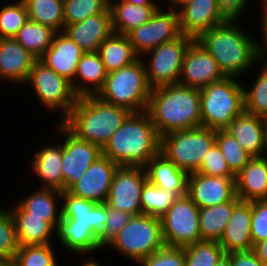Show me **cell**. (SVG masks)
I'll return each mask as SVG.
<instances>
[{
  "label": "cell",
  "instance_id": "cell-1",
  "mask_svg": "<svg viewBox=\"0 0 267 266\" xmlns=\"http://www.w3.org/2000/svg\"><path fill=\"white\" fill-rule=\"evenodd\" d=\"M146 111L160 137L202 127L199 89L179 83L152 89Z\"/></svg>",
  "mask_w": 267,
  "mask_h": 266
},
{
  "label": "cell",
  "instance_id": "cell-2",
  "mask_svg": "<svg viewBox=\"0 0 267 266\" xmlns=\"http://www.w3.org/2000/svg\"><path fill=\"white\" fill-rule=\"evenodd\" d=\"M237 20L227 19L197 39L225 77L242 76L258 62L257 41L241 29Z\"/></svg>",
  "mask_w": 267,
  "mask_h": 266
},
{
  "label": "cell",
  "instance_id": "cell-3",
  "mask_svg": "<svg viewBox=\"0 0 267 266\" xmlns=\"http://www.w3.org/2000/svg\"><path fill=\"white\" fill-rule=\"evenodd\" d=\"M160 152V136L147 111L132 112L102 148L119 166L144 167Z\"/></svg>",
  "mask_w": 267,
  "mask_h": 266
},
{
  "label": "cell",
  "instance_id": "cell-4",
  "mask_svg": "<svg viewBox=\"0 0 267 266\" xmlns=\"http://www.w3.org/2000/svg\"><path fill=\"white\" fill-rule=\"evenodd\" d=\"M132 112L102 101L96 95L78 97L61 122L71 133L101 149Z\"/></svg>",
  "mask_w": 267,
  "mask_h": 266
},
{
  "label": "cell",
  "instance_id": "cell-5",
  "mask_svg": "<svg viewBox=\"0 0 267 266\" xmlns=\"http://www.w3.org/2000/svg\"><path fill=\"white\" fill-rule=\"evenodd\" d=\"M151 91L140 57L128 66L107 73L105 83L96 96L131 112H142L147 109Z\"/></svg>",
  "mask_w": 267,
  "mask_h": 266
},
{
  "label": "cell",
  "instance_id": "cell-6",
  "mask_svg": "<svg viewBox=\"0 0 267 266\" xmlns=\"http://www.w3.org/2000/svg\"><path fill=\"white\" fill-rule=\"evenodd\" d=\"M236 79L224 77L199 90L202 127L223 130L244 112V85Z\"/></svg>",
  "mask_w": 267,
  "mask_h": 266
},
{
  "label": "cell",
  "instance_id": "cell-7",
  "mask_svg": "<svg viewBox=\"0 0 267 266\" xmlns=\"http://www.w3.org/2000/svg\"><path fill=\"white\" fill-rule=\"evenodd\" d=\"M216 143V130L198 127L167 133L160 137V153L178 168L196 172L208 150Z\"/></svg>",
  "mask_w": 267,
  "mask_h": 266
},
{
  "label": "cell",
  "instance_id": "cell-8",
  "mask_svg": "<svg viewBox=\"0 0 267 266\" xmlns=\"http://www.w3.org/2000/svg\"><path fill=\"white\" fill-rule=\"evenodd\" d=\"M164 246L161 219L146 214L132 216L107 245L137 264Z\"/></svg>",
  "mask_w": 267,
  "mask_h": 266
},
{
  "label": "cell",
  "instance_id": "cell-9",
  "mask_svg": "<svg viewBox=\"0 0 267 266\" xmlns=\"http://www.w3.org/2000/svg\"><path fill=\"white\" fill-rule=\"evenodd\" d=\"M32 86L41 105L48 111H62V122L76 104L78 96L75 94L71 82L47 67L39 59L29 73L26 83Z\"/></svg>",
  "mask_w": 267,
  "mask_h": 266
},
{
  "label": "cell",
  "instance_id": "cell-10",
  "mask_svg": "<svg viewBox=\"0 0 267 266\" xmlns=\"http://www.w3.org/2000/svg\"><path fill=\"white\" fill-rule=\"evenodd\" d=\"M193 40V38L181 34L178 38L146 52L143 57H147L149 61H145L146 59L141 57L148 83L152 89L179 83L183 57ZM148 63L149 65H147Z\"/></svg>",
  "mask_w": 267,
  "mask_h": 266
},
{
  "label": "cell",
  "instance_id": "cell-11",
  "mask_svg": "<svg viewBox=\"0 0 267 266\" xmlns=\"http://www.w3.org/2000/svg\"><path fill=\"white\" fill-rule=\"evenodd\" d=\"M160 219L165 246L183 248L201 241L199 207L187 195L175 201Z\"/></svg>",
  "mask_w": 267,
  "mask_h": 266
},
{
  "label": "cell",
  "instance_id": "cell-12",
  "mask_svg": "<svg viewBox=\"0 0 267 266\" xmlns=\"http://www.w3.org/2000/svg\"><path fill=\"white\" fill-rule=\"evenodd\" d=\"M163 9V10H162ZM159 7L150 20L126 35L135 52L142 57L146 52L181 35L178 12Z\"/></svg>",
  "mask_w": 267,
  "mask_h": 266
},
{
  "label": "cell",
  "instance_id": "cell-13",
  "mask_svg": "<svg viewBox=\"0 0 267 266\" xmlns=\"http://www.w3.org/2000/svg\"><path fill=\"white\" fill-rule=\"evenodd\" d=\"M146 180L144 167L119 166L113 176L106 204L132 216L142 214L141 192Z\"/></svg>",
  "mask_w": 267,
  "mask_h": 266
},
{
  "label": "cell",
  "instance_id": "cell-14",
  "mask_svg": "<svg viewBox=\"0 0 267 266\" xmlns=\"http://www.w3.org/2000/svg\"><path fill=\"white\" fill-rule=\"evenodd\" d=\"M62 134V176L64 191L77 182L90 165L102 155V149L71 133L61 122L56 127ZM64 135V136H63Z\"/></svg>",
  "mask_w": 267,
  "mask_h": 266
},
{
  "label": "cell",
  "instance_id": "cell-15",
  "mask_svg": "<svg viewBox=\"0 0 267 266\" xmlns=\"http://www.w3.org/2000/svg\"><path fill=\"white\" fill-rule=\"evenodd\" d=\"M224 77L212 55L193 40L183 57L179 84L200 90Z\"/></svg>",
  "mask_w": 267,
  "mask_h": 266
},
{
  "label": "cell",
  "instance_id": "cell-16",
  "mask_svg": "<svg viewBox=\"0 0 267 266\" xmlns=\"http://www.w3.org/2000/svg\"><path fill=\"white\" fill-rule=\"evenodd\" d=\"M118 167V164L102 154L67 191L85 200L106 203Z\"/></svg>",
  "mask_w": 267,
  "mask_h": 266
},
{
  "label": "cell",
  "instance_id": "cell-17",
  "mask_svg": "<svg viewBox=\"0 0 267 266\" xmlns=\"http://www.w3.org/2000/svg\"><path fill=\"white\" fill-rule=\"evenodd\" d=\"M187 196L199 208L232 201L237 196L235 177L207 176L198 172L189 173Z\"/></svg>",
  "mask_w": 267,
  "mask_h": 266
},
{
  "label": "cell",
  "instance_id": "cell-18",
  "mask_svg": "<svg viewBox=\"0 0 267 266\" xmlns=\"http://www.w3.org/2000/svg\"><path fill=\"white\" fill-rule=\"evenodd\" d=\"M61 202L62 217L72 219L77 224L89 225L100 247L104 249L107 204L85 200L68 191L62 192Z\"/></svg>",
  "mask_w": 267,
  "mask_h": 266
},
{
  "label": "cell",
  "instance_id": "cell-19",
  "mask_svg": "<svg viewBox=\"0 0 267 266\" xmlns=\"http://www.w3.org/2000/svg\"><path fill=\"white\" fill-rule=\"evenodd\" d=\"M177 12L181 34L194 40L227 20L219 10L216 0H192Z\"/></svg>",
  "mask_w": 267,
  "mask_h": 266
},
{
  "label": "cell",
  "instance_id": "cell-20",
  "mask_svg": "<svg viewBox=\"0 0 267 266\" xmlns=\"http://www.w3.org/2000/svg\"><path fill=\"white\" fill-rule=\"evenodd\" d=\"M38 58L14 38H0V79L3 83L26 84Z\"/></svg>",
  "mask_w": 267,
  "mask_h": 266
},
{
  "label": "cell",
  "instance_id": "cell-21",
  "mask_svg": "<svg viewBox=\"0 0 267 266\" xmlns=\"http://www.w3.org/2000/svg\"><path fill=\"white\" fill-rule=\"evenodd\" d=\"M63 32L84 52H96L103 41L113 33L110 9L82 22L66 25Z\"/></svg>",
  "mask_w": 267,
  "mask_h": 266
},
{
  "label": "cell",
  "instance_id": "cell-22",
  "mask_svg": "<svg viewBox=\"0 0 267 266\" xmlns=\"http://www.w3.org/2000/svg\"><path fill=\"white\" fill-rule=\"evenodd\" d=\"M12 207L17 238L20 246L51 244L57 223L61 217L30 216L18 202ZM53 232V233H52Z\"/></svg>",
  "mask_w": 267,
  "mask_h": 266
},
{
  "label": "cell",
  "instance_id": "cell-23",
  "mask_svg": "<svg viewBox=\"0 0 267 266\" xmlns=\"http://www.w3.org/2000/svg\"><path fill=\"white\" fill-rule=\"evenodd\" d=\"M83 54L84 51L64 32H57L39 60L72 83Z\"/></svg>",
  "mask_w": 267,
  "mask_h": 266
},
{
  "label": "cell",
  "instance_id": "cell-24",
  "mask_svg": "<svg viewBox=\"0 0 267 266\" xmlns=\"http://www.w3.org/2000/svg\"><path fill=\"white\" fill-rule=\"evenodd\" d=\"M252 220V202L240 201L234 208L228 220L219 244L225 254L253 249L250 234Z\"/></svg>",
  "mask_w": 267,
  "mask_h": 266
},
{
  "label": "cell",
  "instance_id": "cell-25",
  "mask_svg": "<svg viewBox=\"0 0 267 266\" xmlns=\"http://www.w3.org/2000/svg\"><path fill=\"white\" fill-rule=\"evenodd\" d=\"M266 126L267 119L244 111L223 130L234 137L252 157H261L265 150Z\"/></svg>",
  "mask_w": 267,
  "mask_h": 266
},
{
  "label": "cell",
  "instance_id": "cell-26",
  "mask_svg": "<svg viewBox=\"0 0 267 266\" xmlns=\"http://www.w3.org/2000/svg\"><path fill=\"white\" fill-rule=\"evenodd\" d=\"M31 163L33 175L42 181L39 188L54 189L63 192L64 180L62 176V143L57 145L45 144L36 151Z\"/></svg>",
  "mask_w": 267,
  "mask_h": 266
},
{
  "label": "cell",
  "instance_id": "cell-27",
  "mask_svg": "<svg viewBox=\"0 0 267 266\" xmlns=\"http://www.w3.org/2000/svg\"><path fill=\"white\" fill-rule=\"evenodd\" d=\"M235 184L241 201L267 200V159L253 157L235 176Z\"/></svg>",
  "mask_w": 267,
  "mask_h": 266
},
{
  "label": "cell",
  "instance_id": "cell-28",
  "mask_svg": "<svg viewBox=\"0 0 267 266\" xmlns=\"http://www.w3.org/2000/svg\"><path fill=\"white\" fill-rule=\"evenodd\" d=\"M106 77L107 72L98 52H84L71 85L78 97L97 95Z\"/></svg>",
  "mask_w": 267,
  "mask_h": 266
},
{
  "label": "cell",
  "instance_id": "cell-29",
  "mask_svg": "<svg viewBox=\"0 0 267 266\" xmlns=\"http://www.w3.org/2000/svg\"><path fill=\"white\" fill-rule=\"evenodd\" d=\"M144 169L147 180L161 189L187 190L189 173L160 152L149 160Z\"/></svg>",
  "mask_w": 267,
  "mask_h": 266
},
{
  "label": "cell",
  "instance_id": "cell-30",
  "mask_svg": "<svg viewBox=\"0 0 267 266\" xmlns=\"http://www.w3.org/2000/svg\"><path fill=\"white\" fill-rule=\"evenodd\" d=\"M54 234L62 247L70 252L89 255L92 251L100 250L99 241L94 237L89 225L77 224L72 219L61 217Z\"/></svg>",
  "mask_w": 267,
  "mask_h": 266
},
{
  "label": "cell",
  "instance_id": "cell-31",
  "mask_svg": "<svg viewBox=\"0 0 267 266\" xmlns=\"http://www.w3.org/2000/svg\"><path fill=\"white\" fill-rule=\"evenodd\" d=\"M159 5H135L122 0H109L112 29L126 35L132 29L147 23Z\"/></svg>",
  "mask_w": 267,
  "mask_h": 266
},
{
  "label": "cell",
  "instance_id": "cell-32",
  "mask_svg": "<svg viewBox=\"0 0 267 266\" xmlns=\"http://www.w3.org/2000/svg\"><path fill=\"white\" fill-rule=\"evenodd\" d=\"M97 52L107 73L128 66L140 58L127 35L114 32L103 41Z\"/></svg>",
  "mask_w": 267,
  "mask_h": 266
},
{
  "label": "cell",
  "instance_id": "cell-33",
  "mask_svg": "<svg viewBox=\"0 0 267 266\" xmlns=\"http://www.w3.org/2000/svg\"><path fill=\"white\" fill-rule=\"evenodd\" d=\"M241 200L236 196L232 201L212 207L199 208V229L201 241H217L222 238L233 208Z\"/></svg>",
  "mask_w": 267,
  "mask_h": 266
},
{
  "label": "cell",
  "instance_id": "cell-34",
  "mask_svg": "<svg viewBox=\"0 0 267 266\" xmlns=\"http://www.w3.org/2000/svg\"><path fill=\"white\" fill-rule=\"evenodd\" d=\"M185 195L187 190L161 189L146 180L141 192L142 214L161 218L175 201Z\"/></svg>",
  "mask_w": 267,
  "mask_h": 266
},
{
  "label": "cell",
  "instance_id": "cell-35",
  "mask_svg": "<svg viewBox=\"0 0 267 266\" xmlns=\"http://www.w3.org/2000/svg\"><path fill=\"white\" fill-rule=\"evenodd\" d=\"M62 192L54 189L38 188L30 195L21 198L19 205L37 217H62V209L58 206Z\"/></svg>",
  "mask_w": 267,
  "mask_h": 266
},
{
  "label": "cell",
  "instance_id": "cell-36",
  "mask_svg": "<svg viewBox=\"0 0 267 266\" xmlns=\"http://www.w3.org/2000/svg\"><path fill=\"white\" fill-rule=\"evenodd\" d=\"M56 33L51 27L28 19L14 39L39 59L51 46Z\"/></svg>",
  "mask_w": 267,
  "mask_h": 266
},
{
  "label": "cell",
  "instance_id": "cell-37",
  "mask_svg": "<svg viewBox=\"0 0 267 266\" xmlns=\"http://www.w3.org/2000/svg\"><path fill=\"white\" fill-rule=\"evenodd\" d=\"M26 4L29 20L51 27L56 32L65 28L63 0H21Z\"/></svg>",
  "mask_w": 267,
  "mask_h": 266
},
{
  "label": "cell",
  "instance_id": "cell-38",
  "mask_svg": "<svg viewBox=\"0 0 267 266\" xmlns=\"http://www.w3.org/2000/svg\"><path fill=\"white\" fill-rule=\"evenodd\" d=\"M258 74L251 88L243 87L244 111L267 119V65Z\"/></svg>",
  "mask_w": 267,
  "mask_h": 266
},
{
  "label": "cell",
  "instance_id": "cell-39",
  "mask_svg": "<svg viewBox=\"0 0 267 266\" xmlns=\"http://www.w3.org/2000/svg\"><path fill=\"white\" fill-rule=\"evenodd\" d=\"M183 248L185 266H215L225 254L217 241H199Z\"/></svg>",
  "mask_w": 267,
  "mask_h": 266
},
{
  "label": "cell",
  "instance_id": "cell-40",
  "mask_svg": "<svg viewBox=\"0 0 267 266\" xmlns=\"http://www.w3.org/2000/svg\"><path fill=\"white\" fill-rule=\"evenodd\" d=\"M216 144L227 161L230 171L236 176L253 158L224 130H216Z\"/></svg>",
  "mask_w": 267,
  "mask_h": 266
},
{
  "label": "cell",
  "instance_id": "cell-41",
  "mask_svg": "<svg viewBox=\"0 0 267 266\" xmlns=\"http://www.w3.org/2000/svg\"><path fill=\"white\" fill-rule=\"evenodd\" d=\"M51 244L20 246L12 261L14 266H58Z\"/></svg>",
  "mask_w": 267,
  "mask_h": 266
},
{
  "label": "cell",
  "instance_id": "cell-42",
  "mask_svg": "<svg viewBox=\"0 0 267 266\" xmlns=\"http://www.w3.org/2000/svg\"><path fill=\"white\" fill-rule=\"evenodd\" d=\"M0 208V263H12L20 247L11 209Z\"/></svg>",
  "mask_w": 267,
  "mask_h": 266
},
{
  "label": "cell",
  "instance_id": "cell-43",
  "mask_svg": "<svg viewBox=\"0 0 267 266\" xmlns=\"http://www.w3.org/2000/svg\"><path fill=\"white\" fill-rule=\"evenodd\" d=\"M108 8L109 0H63L65 26L82 22Z\"/></svg>",
  "mask_w": 267,
  "mask_h": 266
},
{
  "label": "cell",
  "instance_id": "cell-44",
  "mask_svg": "<svg viewBox=\"0 0 267 266\" xmlns=\"http://www.w3.org/2000/svg\"><path fill=\"white\" fill-rule=\"evenodd\" d=\"M29 19L26 4L17 0L0 9V38H14Z\"/></svg>",
  "mask_w": 267,
  "mask_h": 266
},
{
  "label": "cell",
  "instance_id": "cell-45",
  "mask_svg": "<svg viewBox=\"0 0 267 266\" xmlns=\"http://www.w3.org/2000/svg\"><path fill=\"white\" fill-rule=\"evenodd\" d=\"M196 172L207 176L235 177L216 143L208 150Z\"/></svg>",
  "mask_w": 267,
  "mask_h": 266
},
{
  "label": "cell",
  "instance_id": "cell-46",
  "mask_svg": "<svg viewBox=\"0 0 267 266\" xmlns=\"http://www.w3.org/2000/svg\"><path fill=\"white\" fill-rule=\"evenodd\" d=\"M140 264V265H139ZM139 266H185V250L179 247H167L156 251L140 261Z\"/></svg>",
  "mask_w": 267,
  "mask_h": 266
},
{
  "label": "cell",
  "instance_id": "cell-47",
  "mask_svg": "<svg viewBox=\"0 0 267 266\" xmlns=\"http://www.w3.org/2000/svg\"><path fill=\"white\" fill-rule=\"evenodd\" d=\"M250 234L253 245L267 239V200L252 202Z\"/></svg>",
  "mask_w": 267,
  "mask_h": 266
},
{
  "label": "cell",
  "instance_id": "cell-48",
  "mask_svg": "<svg viewBox=\"0 0 267 266\" xmlns=\"http://www.w3.org/2000/svg\"><path fill=\"white\" fill-rule=\"evenodd\" d=\"M132 217L129 213L116 210L107 205V220L105 221V247L118 235V232Z\"/></svg>",
  "mask_w": 267,
  "mask_h": 266
},
{
  "label": "cell",
  "instance_id": "cell-49",
  "mask_svg": "<svg viewBox=\"0 0 267 266\" xmlns=\"http://www.w3.org/2000/svg\"><path fill=\"white\" fill-rule=\"evenodd\" d=\"M249 1L251 0H216L219 10L227 19L240 18Z\"/></svg>",
  "mask_w": 267,
  "mask_h": 266
},
{
  "label": "cell",
  "instance_id": "cell-50",
  "mask_svg": "<svg viewBox=\"0 0 267 266\" xmlns=\"http://www.w3.org/2000/svg\"><path fill=\"white\" fill-rule=\"evenodd\" d=\"M232 266H266L250 251H240L230 253Z\"/></svg>",
  "mask_w": 267,
  "mask_h": 266
},
{
  "label": "cell",
  "instance_id": "cell-51",
  "mask_svg": "<svg viewBox=\"0 0 267 266\" xmlns=\"http://www.w3.org/2000/svg\"><path fill=\"white\" fill-rule=\"evenodd\" d=\"M260 22V30H261V35L262 38L261 41H257V53H258V62L261 60V63L263 62L265 65H267V17H260L259 18ZM263 40V41H262Z\"/></svg>",
  "mask_w": 267,
  "mask_h": 266
},
{
  "label": "cell",
  "instance_id": "cell-52",
  "mask_svg": "<svg viewBox=\"0 0 267 266\" xmlns=\"http://www.w3.org/2000/svg\"><path fill=\"white\" fill-rule=\"evenodd\" d=\"M252 251L256 254L257 258L267 266V239L257 242L253 245Z\"/></svg>",
  "mask_w": 267,
  "mask_h": 266
},
{
  "label": "cell",
  "instance_id": "cell-53",
  "mask_svg": "<svg viewBox=\"0 0 267 266\" xmlns=\"http://www.w3.org/2000/svg\"><path fill=\"white\" fill-rule=\"evenodd\" d=\"M192 0H165L168 8L178 11L179 8H182L186 4L190 3Z\"/></svg>",
  "mask_w": 267,
  "mask_h": 266
},
{
  "label": "cell",
  "instance_id": "cell-54",
  "mask_svg": "<svg viewBox=\"0 0 267 266\" xmlns=\"http://www.w3.org/2000/svg\"><path fill=\"white\" fill-rule=\"evenodd\" d=\"M122 1L131 3V4H135L138 6H141V5H159L154 0H122Z\"/></svg>",
  "mask_w": 267,
  "mask_h": 266
},
{
  "label": "cell",
  "instance_id": "cell-55",
  "mask_svg": "<svg viewBox=\"0 0 267 266\" xmlns=\"http://www.w3.org/2000/svg\"><path fill=\"white\" fill-rule=\"evenodd\" d=\"M215 266H232L231 259H230V253L224 254L220 260L216 263Z\"/></svg>",
  "mask_w": 267,
  "mask_h": 266
},
{
  "label": "cell",
  "instance_id": "cell-56",
  "mask_svg": "<svg viewBox=\"0 0 267 266\" xmlns=\"http://www.w3.org/2000/svg\"><path fill=\"white\" fill-rule=\"evenodd\" d=\"M94 260L92 257L86 258V260H83L84 262H82L81 266H101L98 261Z\"/></svg>",
  "mask_w": 267,
  "mask_h": 266
},
{
  "label": "cell",
  "instance_id": "cell-57",
  "mask_svg": "<svg viewBox=\"0 0 267 266\" xmlns=\"http://www.w3.org/2000/svg\"><path fill=\"white\" fill-rule=\"evenodd\" d=\"M261 3V15H259L260 17H267V0H260L259 4Z\"/></svg>",
  "mask_w": 267,
  "mask_h": 266
},
{
  "label": "cell",
  "instance_id": "cell-58",
  "mask_svg": "<svg viewBox=\"0 0 267 266\" xmlns=\"http://www.w3.org/2000/svg\"><path fill=\"white\" fill-rule=\"evenodd\" d=\"M266 153H267V126H266L265 150H264V153H263V157H265L267 159V154Z\"/></svg>",
  "mask_w": 267,
  "mask_h": 266
},
{
  "label": "cell",
  "instance_id": "cell-59",
  "mask_svg": "<svg viewBox=\"0 0 267 266\" xmlns=\"http://www.w3.org/2000/svg\"><path fill=\"white\" fill-rule=\"evenodd\" d=\"M0 266H14L12 263H0Z\"/></svg>",
  "mask_w": 267,
  "mask_h": 266
}]
</instances>
